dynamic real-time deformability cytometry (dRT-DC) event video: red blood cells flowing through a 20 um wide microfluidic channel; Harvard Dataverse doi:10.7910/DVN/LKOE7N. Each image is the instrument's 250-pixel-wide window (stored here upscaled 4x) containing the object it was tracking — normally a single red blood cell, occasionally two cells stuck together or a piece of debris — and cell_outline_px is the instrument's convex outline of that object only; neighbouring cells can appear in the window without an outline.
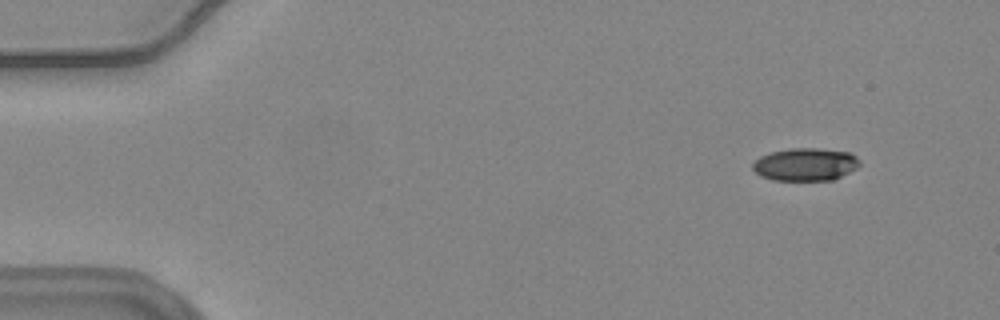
{"species": "common noctule bat (a hibernating species)", "species_latin": "Nyctalus noctula", "temperature_condition": "warm", "stored_images_in_passage": 57, "camera_frame_rate_fps": 3000, "um_per_image_px": 0.085, "animal": {"sex": "female", "body_mass_g": 24.6, "forearm_length_mm": 56.2}, "frame": {"image": 1, "passage_image": 6, "time_ms": 1.667, "image_size_px": [1000, 320], "cell_outline_px": [[860, 164], [856, 168], [832, 180], [772, 180], [760, 176], [752, 168], [752, 164], [760, 156], [772, 152], [792, 148], [816, 148], [848, 152], [856, 156], [860, 160]], "centroid_in_image_um": [68.44, 13.97], "position_along_channel_um": 16.6, "area_um2": 20.29}}
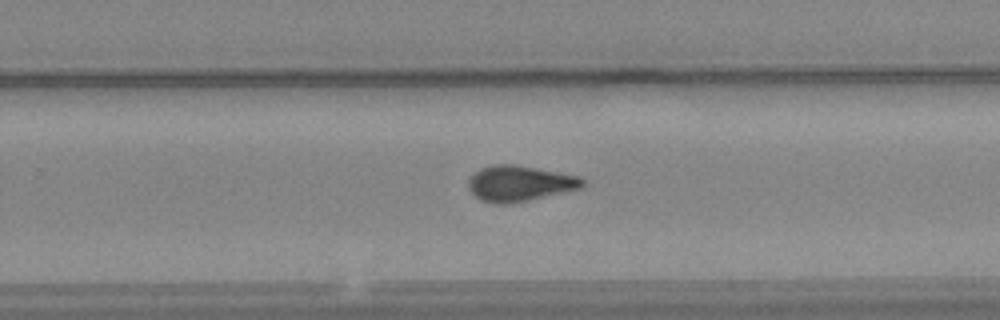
{"frame": {"image": 2, "passage_image": 37, "time_ms": 12.0, "image_size_px": [1000, 320], "cell_outline_px": [[584, 188], [512, 204], [492, 204], [480, 200], [468, 188], [468, 180], [480, 168], [496, 164], [516, 164], [580, 176], [584, 180]], "centroid_in_image_um": [44.19, 15.6], "position_along_channel_um": 285.6, "area_um2": 24.04}}
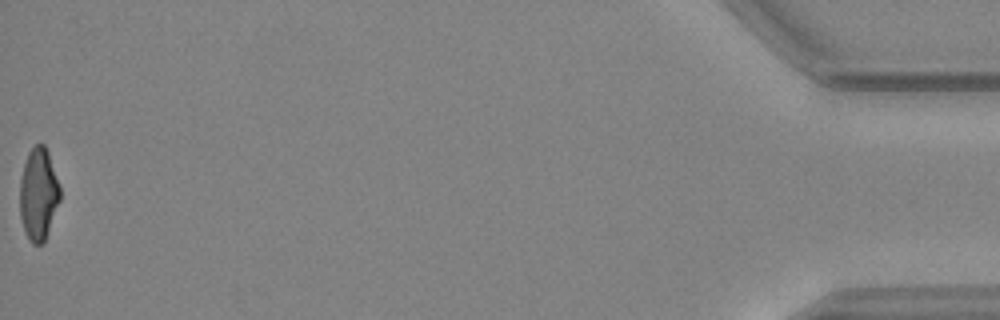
{"frame": {"image": 3, "passage_image": 57, "time_ms": 18.667, "image_size_px": [1000, 320], "cell_outline_px": [[60, 200], [44, 244], [32, 244], [28, 240], [20, 216], [20, 180], [24, 164], [28, 152], [36, 144], [44, 144], [48, 152], [60, 188]], "centroid_in_image_um": [3.27, 16.53], "position_along_channel_um": 431.9, "area_um2": 21.56}, "authors_computed_cell_mechanics": {"area_um2": 22.7154, "velocity_mm_per_s": 3.7022, "shape_relaxation_time_tau1_ms": null, "shape_relaxation_time_tau2_ms": 2.5731, "deformation_change_tau1": null, "deformation_change_tau2": 0.1099}}